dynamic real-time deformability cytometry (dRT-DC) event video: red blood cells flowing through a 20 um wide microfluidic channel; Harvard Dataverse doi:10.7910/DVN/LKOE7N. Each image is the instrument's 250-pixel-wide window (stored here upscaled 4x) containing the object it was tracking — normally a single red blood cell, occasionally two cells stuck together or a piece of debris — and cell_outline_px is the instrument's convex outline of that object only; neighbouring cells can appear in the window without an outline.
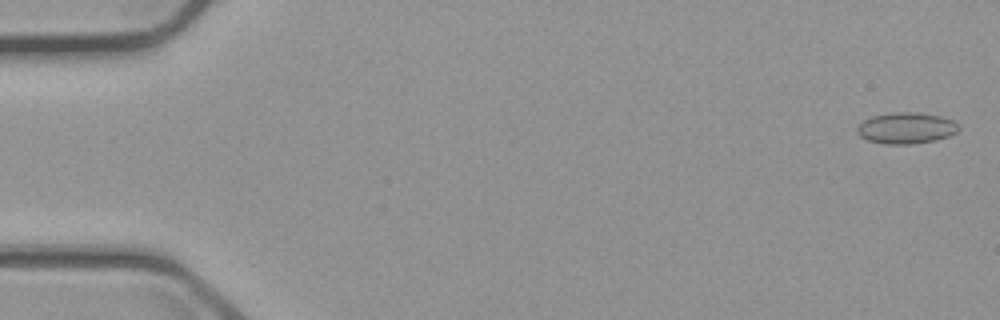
{"species": "common noctule bat (a hibernating species)", "species_latin": "Nyctalus noctula", "temperature_condition": "cold", "stored_images_in_passage": 4, "camera_frame_rate_fps": 3000, "um_per_image_px": 0.085, "animal": {"sex": "male", "body_mass_g": 23.1, "forearm_length_mm": 52.7}, "frame": {"image": 1, "passage_image": 1, "time_ms": 0.0, "image_size_px": [1000, 320], "cell_outline_px": [[960, 128], [956, 132], [948, 136], [936, 140], [912, 144], [884, 144], [868, 140], [860, 136], [856, 132], [856, 128], [864, 120], [872, 116], [892, 112], [916, 112], [940, 116], [952, 120], [960, 124]], "centroid_in_image_um": [77.03, 10.88], "position_along_channel_um": 8.0, "area_um2": 18.55}}